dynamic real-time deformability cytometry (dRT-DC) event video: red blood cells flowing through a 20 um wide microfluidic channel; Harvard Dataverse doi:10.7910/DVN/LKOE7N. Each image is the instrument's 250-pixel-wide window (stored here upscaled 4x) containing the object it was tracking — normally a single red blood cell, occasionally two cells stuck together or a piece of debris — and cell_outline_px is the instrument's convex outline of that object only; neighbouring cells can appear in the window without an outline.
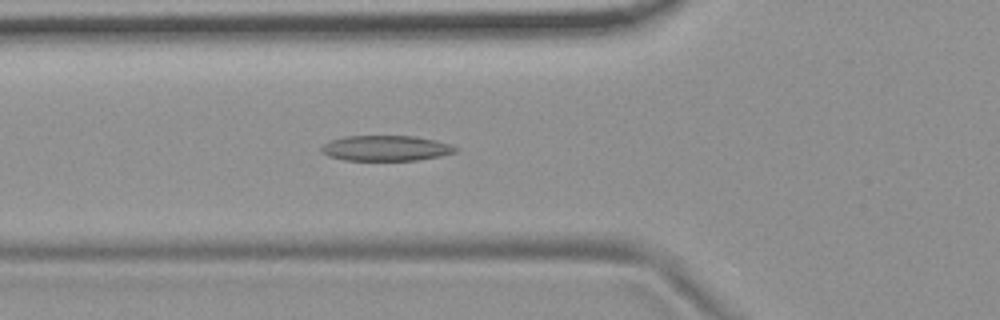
{"species": "common noctule bat (a hibernating species)", "species_latin": "Nyctalus noctula", "temperature_condition": "room temperature", "stored_images_in_passage": 44, "camera_frame_rate_fps": 3000, "um_per_image_px": 0.085, "animal": {"sex": "female", "body_mass_g": 19.9}, "frame": {"image": 1, "passage_image": 9, "time_ms": 2.667, "image_size_px": [1000, 320], "cell_outline_px": [[456, 152], [440, 156], [416, 160], [344, 160], [328, 156], [320, 152], [320, 148], [324, 144], [332, 140], [344, 136], [416, 136], [436, 140], [448, 144], [456, 148]], "centroid_in_image_um": [32.76, 12.59], "position_along_channel_um": 93.0, "area_um2": 19.77}}
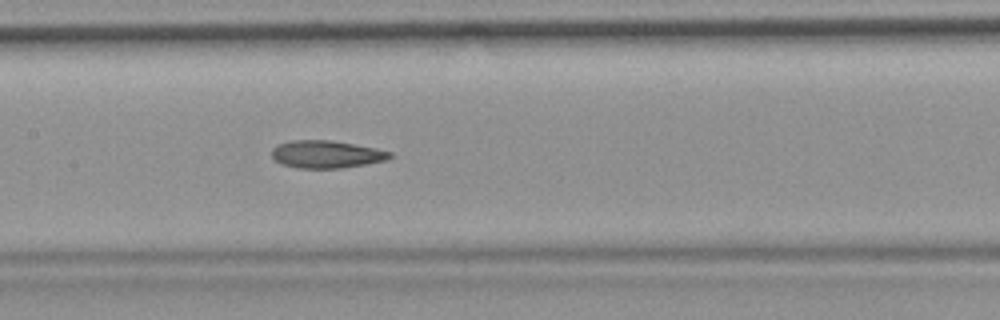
{"frame": {"image": 2, "passage_image": 16, "time_ms": 5.0, "image_size_px": [1000, 320], "cell_outline_px": [[392, 156], [388, 160], [340, 168], [300, 168], [280, 164], [272, 156], [272, 148], [276, 144], [292, 140], [332, 140], [376, 148], [392, 152]], "centroid_in_image_um": [27.73, 13.1], "position_along_channel_um": 179.7, "area_um2": 19.02}}
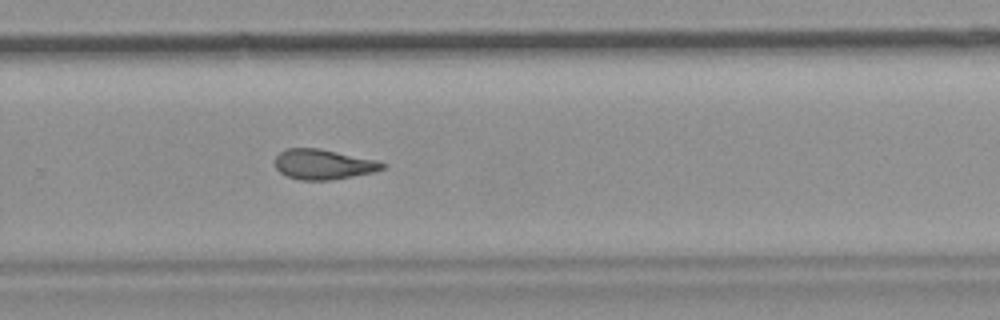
{"frame": {"image": 3, "passage_image": 26, "time_ms": 8.333, "image_size_px": [1000, 320], "cell_outline_px": [[388, 164], [384, 168], [376, 172], [332, 180], [300, 180], [288, 176], [280, 172], [276, 168], [276, 156], [284, 148], [320, 148], [376, 160]], "centroid_in_image_um": [27.51, 13.97], "position_along_channel_um": 302.3, "area_um2": 18.96}, "authors_computed_cell_mechanics": {"area_um2": 19.2763, "velocity_mm_per_s": 3.6979, "shape_relaxation_time_tau1_ms": null, "shape_relaxation_time_tau2_ms": 3.5567, "deformation_change_tau1": null, "deformation_change_tau2": 0.1198}}